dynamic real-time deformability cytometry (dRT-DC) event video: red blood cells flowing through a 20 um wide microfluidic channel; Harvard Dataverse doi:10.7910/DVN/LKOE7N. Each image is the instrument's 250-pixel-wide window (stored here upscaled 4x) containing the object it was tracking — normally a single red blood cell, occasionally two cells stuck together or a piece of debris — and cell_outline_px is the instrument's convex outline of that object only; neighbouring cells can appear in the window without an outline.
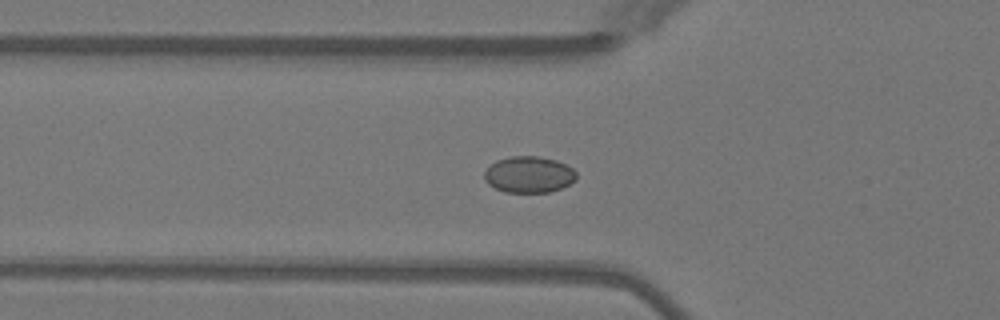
{"species": "Egyptian fruit bat (a non-hibernating species)", "species_latin": "Rousettus aegyptiacus", "temperature_condition": "warm", "stored_images_in_passage": 52, "camera_frame_rate_fps": 3000, "um_per_image_px": 0.085, "animal": {"sex": "female"}, "frame": {"image": 1, "passage_image": 18, "time_ms": 5.667, "image_size_px": [1000, 320], "cell_outline_px": [[576, 180], [560, 188], [548, 192], [504, 192], [488, 184], [484, 180], [484, 172], [496, 160], [512, 156], [536, 156], [556, 160], [572, 168], [576, 172]], "centroid_in_image_um": [44.94, 14.83], "position_along_channel_um": 80.9, "area_um2": 19.36}}
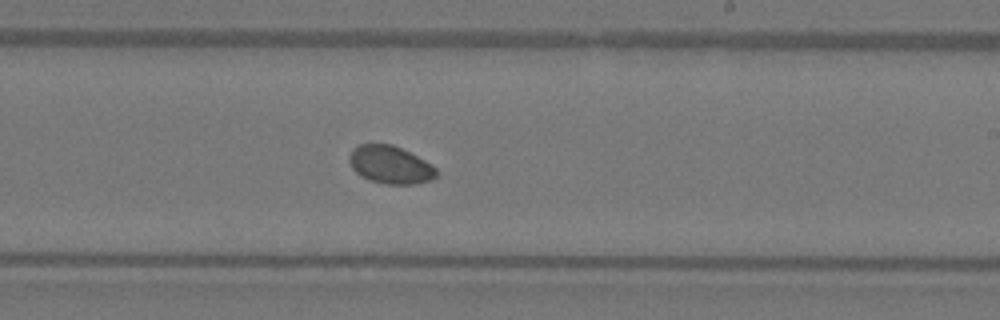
{"frame": {"image": 2, "passage_image": 31, "time_ms": 10.0, "image_size_px": [1000, 320], "cell_outline_px": [[436, 176], [432, 180], [416, 184], [384, 184], [360, 176], [352, 168], [348, 160], [348, 156], [360, 144], [392, 144], [432, 164], [436, 168]], "centroid_in_image_um": [33.18, 14.02], "position_along_channel_um": 255.8, "area_um2": 19.02}}
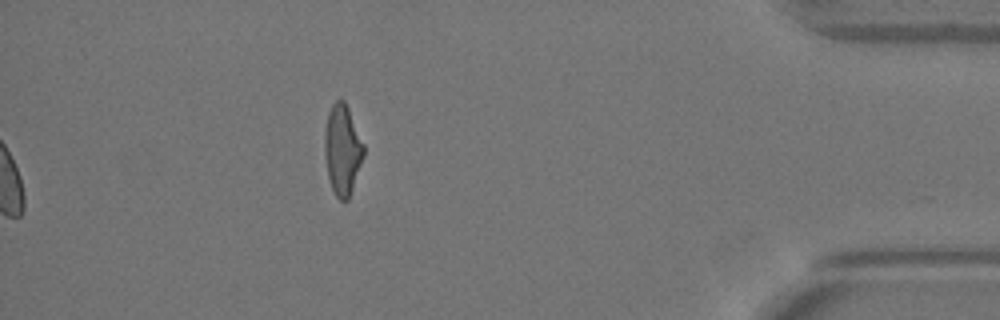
{"frame": {"image": 3, "passage_image": 52, "time_ms": 17.0, "image_size_px": [1000, 320], "cell_outline_px": [[364, 156], [348, 200], [340, 200], [336, 196], [332, 188], [328, 176], [324, 156], [324, 132], [328, 112], [332, 104], [336, 100], [344, 100], [348, 108], [364, 144]], "centroid_in_image_um": [29.09, 12.72], "position_along_channel_um": 406.1, "area_um2": 20.52}}